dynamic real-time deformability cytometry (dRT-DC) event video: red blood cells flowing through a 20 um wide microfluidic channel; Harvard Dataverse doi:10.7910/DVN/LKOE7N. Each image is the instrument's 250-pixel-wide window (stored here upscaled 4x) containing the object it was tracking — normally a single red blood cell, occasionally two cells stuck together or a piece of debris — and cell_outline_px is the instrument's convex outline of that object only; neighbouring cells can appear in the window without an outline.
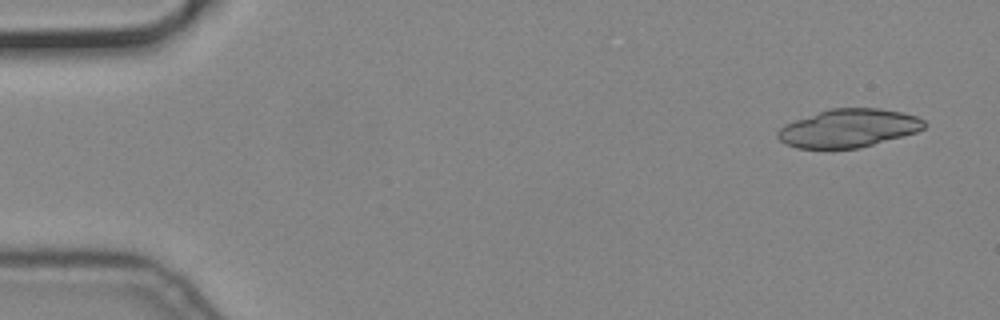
{"species": "common noctule bat (a hibernating species)", "species_latin": "Nyctalus noctula", "temperature_condition": "cold", "stored_images_in_passage": 21, "camera_frame_rate_fps": 3000, "um_per_image_px": 0.085, "animal": {"sex": "male", "body_mass_g": 19.2, "forearm_length_mm": 51.8}, "frame": {"image": 1, "passage_image": 3, "time_ms": 0.667, "image_size_px": [1000, 320], "cell_outline_px": [[924, 128], [916, 132], [872, 144], [856, 148], [796, 148], [780, 140], [776, 136], [776, 132], [784, 124], [828, 108], [880, 108], [904, 112], [916, 116], [924, 120]], "centroid_in_image_um": [72.1, 10.88], "position_along_channel_um": 12.9, "area_um2": 32.43}}